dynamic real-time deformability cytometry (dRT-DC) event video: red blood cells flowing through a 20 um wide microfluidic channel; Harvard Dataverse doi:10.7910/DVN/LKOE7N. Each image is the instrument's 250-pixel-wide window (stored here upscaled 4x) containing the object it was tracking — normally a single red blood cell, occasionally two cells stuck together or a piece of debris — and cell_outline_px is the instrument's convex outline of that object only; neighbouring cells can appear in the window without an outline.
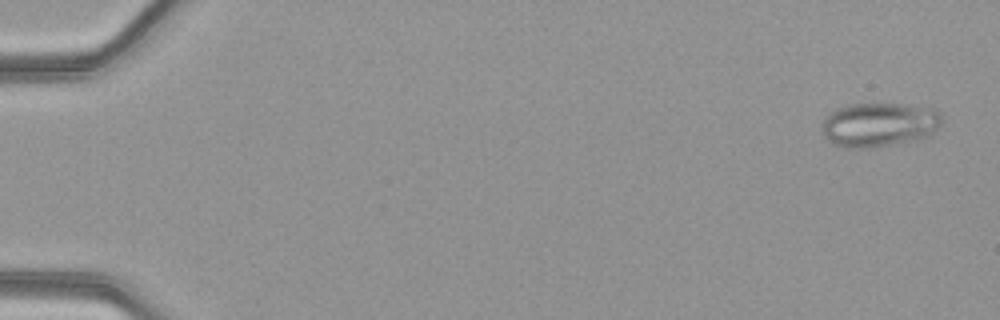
{"species": "common noctule bat (a hibernating species)", "species_latin": "Nyctalus noctula", "temperature_condition": "warm", "stored_images_in_passage": 50, "camera_frame_rate_fps": 3000, "um_per_image_px": 0.085, "animal": {"sex": "female", "body_mass_g": 21.9}, "frame": {"image": 1, "passage_image": 2, "time_ms": 0.333, "image_size_px": [1000, 320], "cell_outline_px": [[944, 120], [928, 136], [916, 140], [868, 148], [844, 148], [832, 144], [824, 136], [824, 116], [828, 112], [836, 108], [848, 104], [904, 104], [936, 108], [940, 112]], "centroid_in_image_um": [74.73, 10.58], "position_along_channel_um": 10.3, "area_um2": 31.15}}
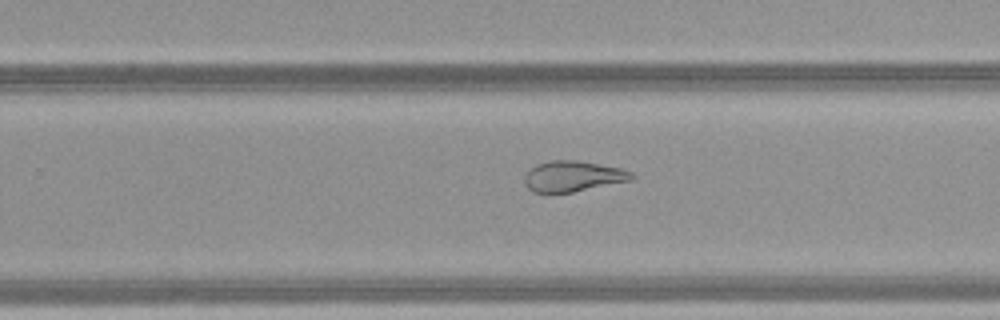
{"frame": {"image": 2, "passage_image": 33, "time_ms": 10.667, "image_size_px": [1000, 320], "cell_outline_px": [[636, 176], [632, 180], [572, 192], [532, 192], [524, 184], [524, 176], [536, 164], [552, 160], [576, 160], [620, 168], [632, 172]], "centroid_in_image_um": [48.7, 14.98], "position_along_channel_um": 281.1, "area_um2": 19.02}}
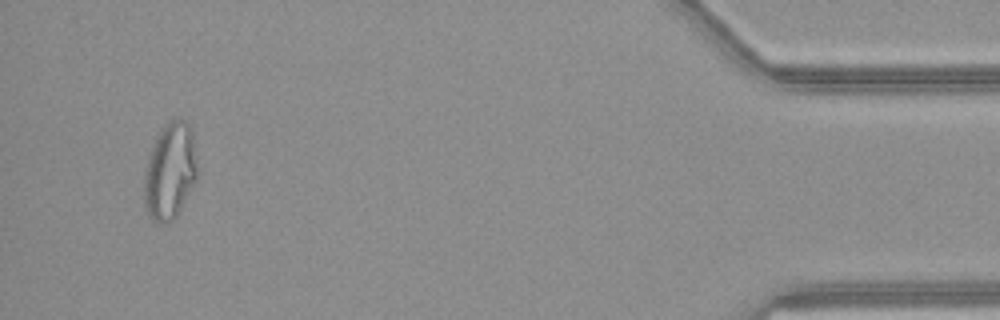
{"frame": {"image": 3, "passage_image": 48, "time_ms": 15.667, "image_size_px": [1000, 320], "cell_outline_px": [[200, 176], [176, 216], [168, 224], [152, 224], [144, 208], [144, 172], [148, 156], [152, 144], [156, 136], [164, 124], [168, 120], [184, 120], [192, 128], [200, 168]], "centroid_in_image_um": [14.47, 14.58], "position_along_channel_um": 420.7, "area_um2": 31.33}, "authors_computed_cell_mechanics": {"area_um2": 27.3683, "velocity_mm_per_s": 4.2087, "shape_relaxation_time_tau1_ms": null, "shape_relaxation_time_tau2_ms": 1.932, "deformation_change_tau1": null, "deformation_change_tau2": 0.0946}}